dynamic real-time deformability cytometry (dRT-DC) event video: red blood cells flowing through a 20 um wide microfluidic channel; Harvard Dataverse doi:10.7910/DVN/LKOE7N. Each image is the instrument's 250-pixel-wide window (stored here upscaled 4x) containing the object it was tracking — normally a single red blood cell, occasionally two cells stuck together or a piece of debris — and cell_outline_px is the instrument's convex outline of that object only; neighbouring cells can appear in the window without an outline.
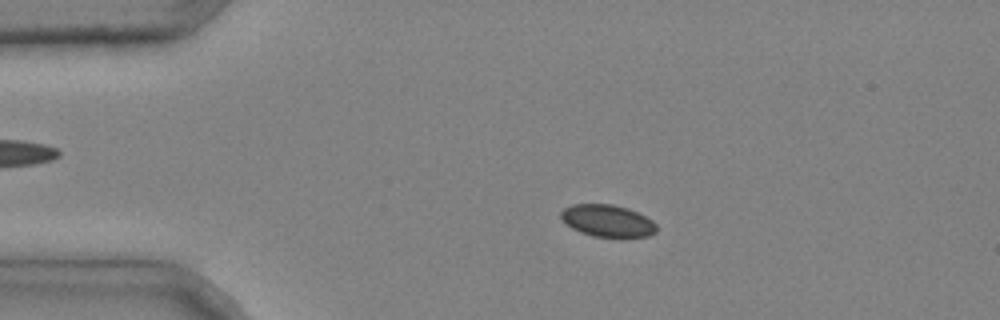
{"species": "common noctule bat (a hibernating species)", "species_latin": "Nyctalus noctula", "temperature_condition": "cold", "stored_images_in_passage": 3, "camera_frame_rate_fps": 3000, "um_per_image_px": 0.085, "animal": {"sex": "male", "body_mass_g": 20.4}, "frame": {"image": 1, "passage_image": 2, "time_ms": 0.333, "image_size_px": [1000, 320], "cell_outline_px": [[656, 232], [648, 236], [592, 236], [580, 232], [572, 228], [560, 216], [560, 212], [564, 208], [572, 204], [612, 204], [628, 208], [652, 220], [656, 224]], "centroid_in_image_um": [51.62, 18.75], "position_along_channel_um": 33.4, "area_um2": 17.57}}